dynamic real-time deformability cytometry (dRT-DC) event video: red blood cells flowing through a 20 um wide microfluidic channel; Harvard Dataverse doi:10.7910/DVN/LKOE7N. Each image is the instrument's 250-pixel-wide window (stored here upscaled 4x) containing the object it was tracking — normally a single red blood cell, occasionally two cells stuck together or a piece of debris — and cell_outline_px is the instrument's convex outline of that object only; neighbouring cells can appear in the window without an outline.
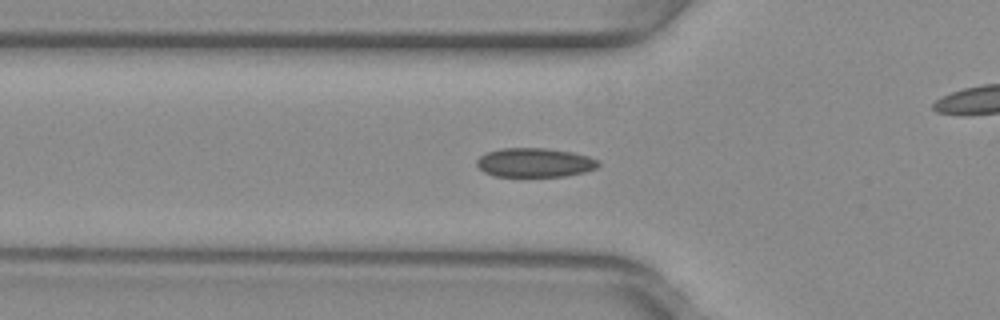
{"species": "common noctule bat (a hibernating species)", "species_latin": "Nyctalus noctula", "temperature_condition": "warm", "stored_images_in_passage": 38, "camera_frame_rate_fps": 3000, "um_per_image_px": 0.085, "animal": {"sex": "female", "body_mass_g": 29.2, "forearm_length_mm": 56.3}, "frame": {"image": 1, "passage_image": 15, "time_ms": 4.667, "image_size_px": [1000, 320], "cell_outline_px": [[600, 164], [596, 168], [584, 172], [564, 176], [492, 176], [484, 172], [476, 164], [476, 160], [480, 156], [488, 152], [504, 148], [548, 148], [572, 152], [588, 156], [600, 160]], "centroid_in_image_um": [45.47, 13.82], "position_along_channel_um": 80.3, "area_um2": 20.63}}
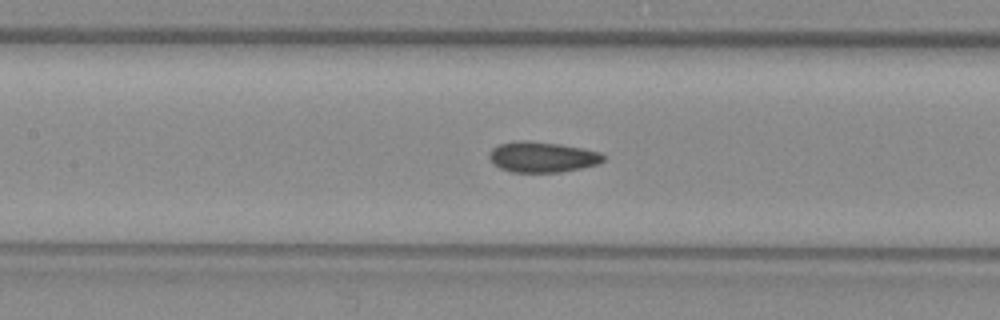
{"frame": {"image": 2, "passage_image": 21, "time_ms": 6.667, "image_size_px": [1000, 320], "cell_outline_px": [[604, 160], [600, 164], [560, 172], [512, 172], [500, 168], [492, 164], [488, 156], [492, 148], [500, 144], [516, 140], [520, 140], [556, 144], [580, 148], [600, 152], [604, 156]], "centroid_in_image_um": [46.06, 13.36], "position_along_channel_um": 161.3, "area_um2": 20.17}}
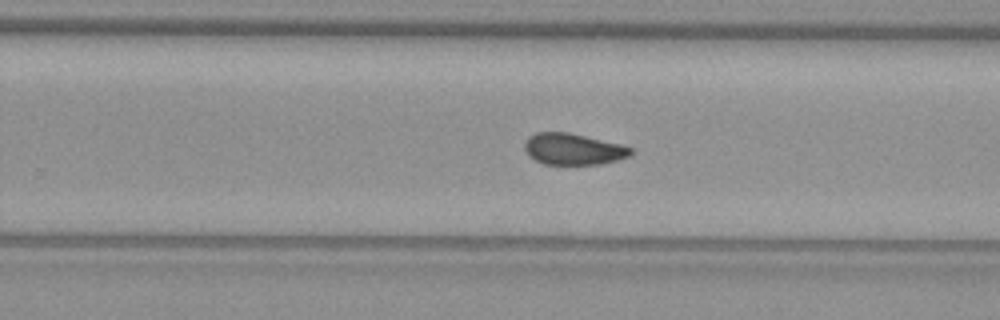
{"frame": {"image": 3, "passage_image": 30, "time_ms": 9.667, "image_size_px": [1000, 320], "cell_outline_px": [[636, 152], [632, 156], [600, 164], [544, 164], [528, 156], [524, 148], [524, 144], [528, 136], [536, 132], [568, 132], [620, 144], [632, 148]], "centroid_in_image_um": [48.73, 12.67], "position_along_channel_um": 281.1, "area_um2": 19.54}, "authors_computed_cell_mechanics": {"area_um2": 20.23, "velocity_mm_per_s": 4.012, "shape_relaxation_time_tau1_ms": null, "shape_relaxation_time_tau2_ms": 2.1733, "deformation_change_tau1": null, "deformation_change_tau2": 0.053}}